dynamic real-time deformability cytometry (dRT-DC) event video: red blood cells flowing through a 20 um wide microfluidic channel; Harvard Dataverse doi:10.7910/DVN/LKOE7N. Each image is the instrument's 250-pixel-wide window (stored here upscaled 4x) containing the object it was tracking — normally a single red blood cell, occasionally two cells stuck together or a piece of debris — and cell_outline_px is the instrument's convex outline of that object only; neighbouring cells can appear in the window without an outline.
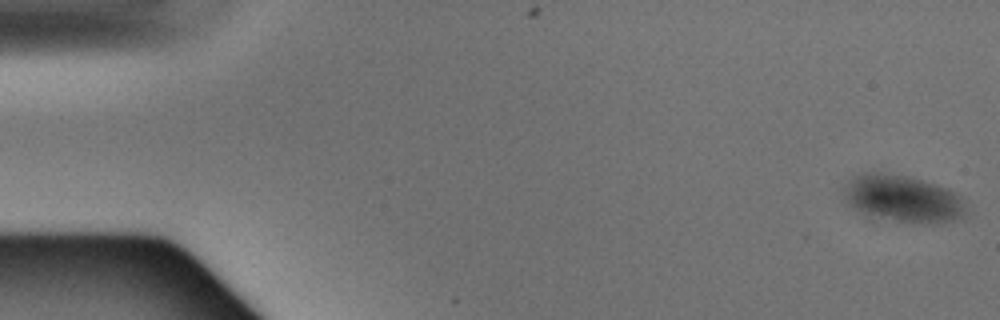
{"species": "Egyptian fruit bat (a non-hibernating species)", "species_latin": "Rousettus aegyptiacus", "temperature_condition": "warm", "stored_images_in_passage": 4, "camera_frame_rate_fps": 3000, "um_per_image_px": 0.085, "animal": {"sex": "male"}, "frame": {"image": 1, "passage_image": 1, "time_ms": 0.0, "image_size_px": [1000, 320], "cell_outline_px": [[964, 220], [932, 224], [872, 224], [864, 220], [848, 204], [844, 196], [844, 188], [848, 180], [852, 176], [864, 172], [880, 172], [908, 176], [936, 184], [948, 188], [960, 196], [964, 204]], "centroid_in_image_um": [76.64, 17.0], "position_along_channel_um": 8.4, "area_um2": 35.95}}